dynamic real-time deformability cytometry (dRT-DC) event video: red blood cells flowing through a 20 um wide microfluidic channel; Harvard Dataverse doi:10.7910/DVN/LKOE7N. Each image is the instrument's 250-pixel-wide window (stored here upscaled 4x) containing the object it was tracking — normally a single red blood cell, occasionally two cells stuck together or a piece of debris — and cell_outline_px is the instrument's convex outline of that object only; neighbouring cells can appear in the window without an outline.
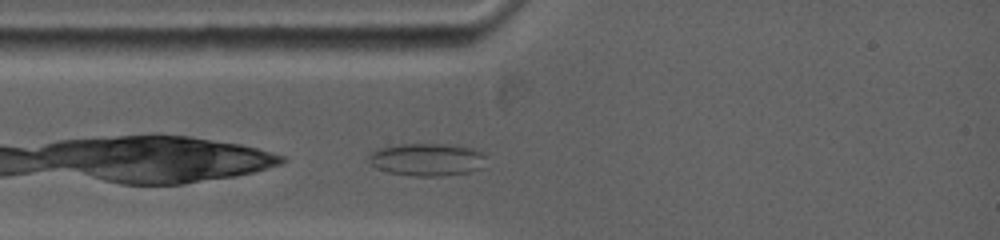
{"species": "common noctule bat (a hibernating species)", "species_latin": "Nyctalus noctula", "temperature_condition": "warm", "stored_images_in_passage": 17, "camera_frame_rate_fps": 5000, "um_per_image_px": 0.085, "animal": {"sex": "female", "body_mass_g": 19.0, "forearm_length_mm": 53.3}, "frame": {"image": 1, "passage_image": 3, "time_ms": 0.6, "image_size_px": [1000, 240], "cell_outline_px": [[484, 156], [480, 168], [468, 172], [444, 176], [412, 176], [388, 172], [376, 168], [368, 160], [368, 156], [372, 152], [384, 148], [404, 144], [440, 144], [468, 148], [480, 152]], "centroid_in_image_um": [36.24, 13.58], "position_along_channel_um": 48.8, "area_um2": 21.68}}
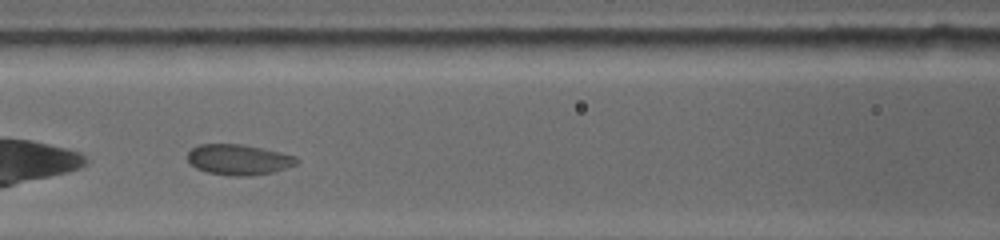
{"frame": {"image": 2, "passage_image": 11, "time_ms": 3.2, "image_size_px": [1000, 240], "cell_outline_px": [[296, 164], [272, 172], [252, 176], [232, 176], [208, 172], [196, 168], [188, 160], [188, 152], [192, 148], [200, 144], [240, 144], [260, 148], [292, 156], [296, 160]], "centroid_in_image_um": [20.21, 13.57], "position_along_channel_um": 146.4, "area_um2": 18.9}}
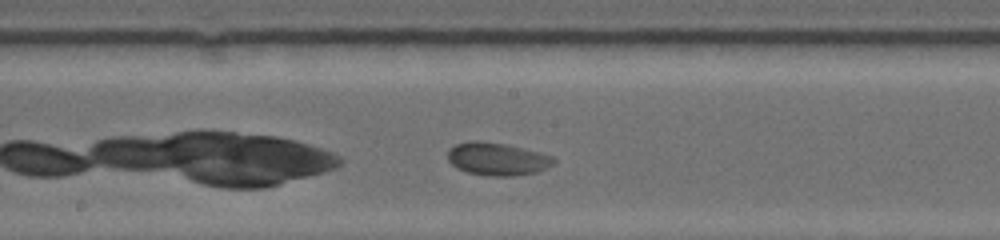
{"frame": {"image": 3, "passage_image": 16, "time_ms": 4.8, "image_size_px": [1000, 240], "cell_outline_px": [[556, 160], [552, 164], [536, 172], [512, 176], [484, 176], [468, 172], [456, 168], [448, 160], [448, 148], [456, 144], [500, 144], [520, 148], [552, 156]], "centroid_in_image_um": [42.26, 13.58], "position_along_channel_um": 205.9, "area_um2": 19.19}}